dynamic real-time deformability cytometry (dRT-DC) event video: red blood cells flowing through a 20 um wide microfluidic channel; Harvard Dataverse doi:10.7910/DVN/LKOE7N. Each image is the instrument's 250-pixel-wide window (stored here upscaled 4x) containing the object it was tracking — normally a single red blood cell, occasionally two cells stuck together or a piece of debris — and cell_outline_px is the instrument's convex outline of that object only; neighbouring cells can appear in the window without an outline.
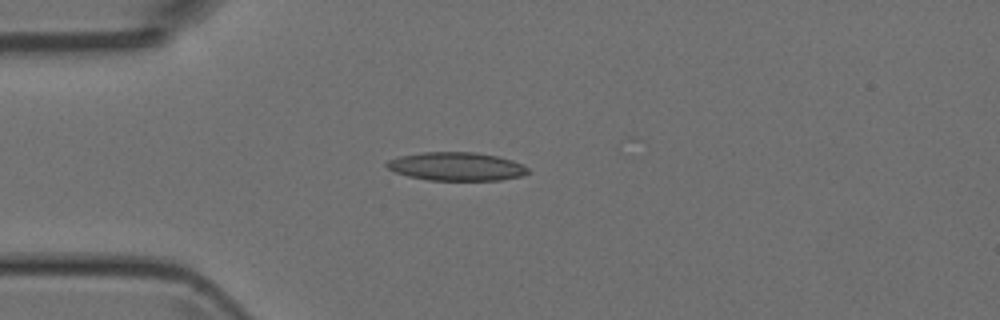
{"species": "Egyptian fruit bat (a non-hibernating species)", "species_latin": "Rousettus aegyptiacus", "temperature_condition": "room temperature", "stored_images_in_passage": 44, "camera_frame_rate_fps": 3000, "um_per_image_px": 0.085, "animal": {"sex": "female"}, "frame": {"image": 1, "passage_image": 11, "time_ms": 3.333, "image_size_px": [1000, 320], "cell_outline_px": [[528, 172], [520, 176], [500, 180], [428, 180], [408, 176], [396, 172], [388, 168], [384, 164], [388, 160], [396, 156], [420, 152], [476, 152], [496, 156], [512, 160], [524, 164], [528, 168]], "centroid_in_image_um": [38.76, 14.14], "position_along_channel_um": 46.2, "area_um2": 23.47}}
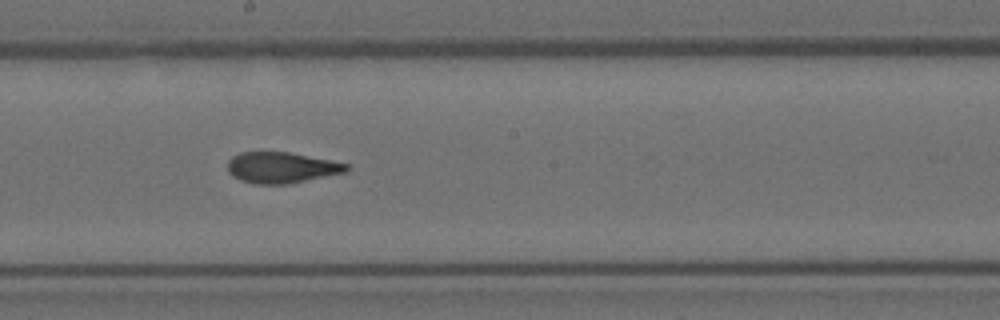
{"frame": {"image": 2, "passage_image": 25, "time_ms": 8.0, "image_size_px": [1000, 320], "cell_outline_px": [[352, 168], [348, 172], [288, 184], [252, 184], [240, 180], [232, 176], [228, 172], [228, 160], [232, 156], [240, 152], [288, 152], [352, 164]], "centroid_in_image_um": [23.97, 14.25], "position_along_channel_um": 224.2, "area_um2": 21.79}}
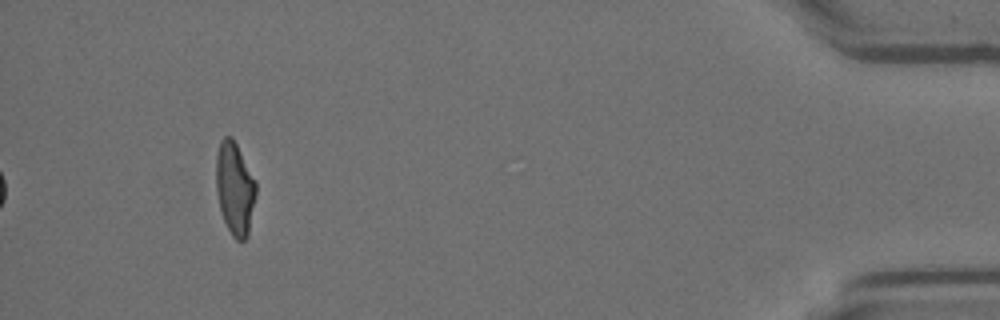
{"frame": {"image": 3, "passage_image": 44, "time_ms": 14.333, "image_size_px": [1000, 320], "cell_outline_px": [[256, 196], [248, 236], [244, 240], [236, 240], [232, 236], [224, 220], [220, 208], [216, 188], [216, 152], [220, 140], [224, 136], [232, 136], [256, 180]], "centroid_in_image_um": [19.96, 15.99], "position_along_channel_um": 415.2, "area_um2": 21.73}}